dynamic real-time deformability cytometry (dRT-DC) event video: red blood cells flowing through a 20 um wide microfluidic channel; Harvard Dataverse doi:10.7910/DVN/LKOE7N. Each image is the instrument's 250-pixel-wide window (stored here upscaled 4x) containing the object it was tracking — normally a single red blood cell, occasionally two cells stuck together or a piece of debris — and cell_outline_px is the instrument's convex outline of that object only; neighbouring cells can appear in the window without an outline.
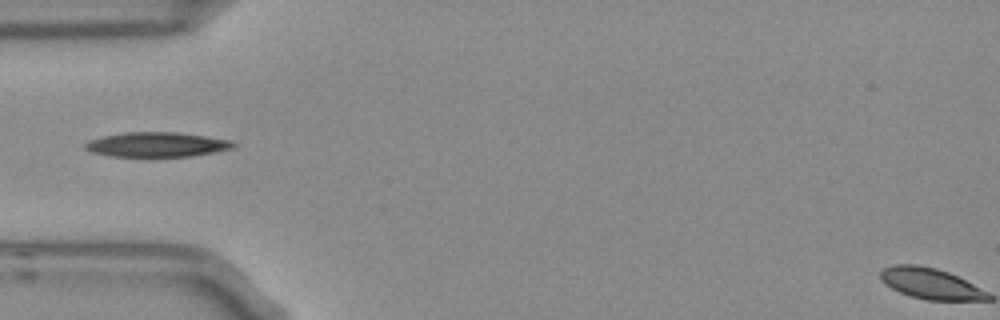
{"species": "Egyptian fruit bat (a non-hibernating species)", "species_latin": "Rousettus aegyptiacus", "temperature_condition": "room temperature", "stored_images_in_passage": 31, "camera_frame_rate_fps": 3000, "um_per_image_px": 0.085, "frame": {"image": 1, "passage_image": 1, "time_ms": 0.0, "image_size_px": [1000, 320], "cell_outline_px": [[236, 148], [188, 156], [112, 156], [92, 152], [84, 148], [84, 144], [88, 140], [104, 136], [124, 132], [176, 132], [232, 140], [236, 144]], "centroid_in_image_um": [13.33, 12.28], "position_along_channel_um": 71.7, "area_um2": 21.15}}